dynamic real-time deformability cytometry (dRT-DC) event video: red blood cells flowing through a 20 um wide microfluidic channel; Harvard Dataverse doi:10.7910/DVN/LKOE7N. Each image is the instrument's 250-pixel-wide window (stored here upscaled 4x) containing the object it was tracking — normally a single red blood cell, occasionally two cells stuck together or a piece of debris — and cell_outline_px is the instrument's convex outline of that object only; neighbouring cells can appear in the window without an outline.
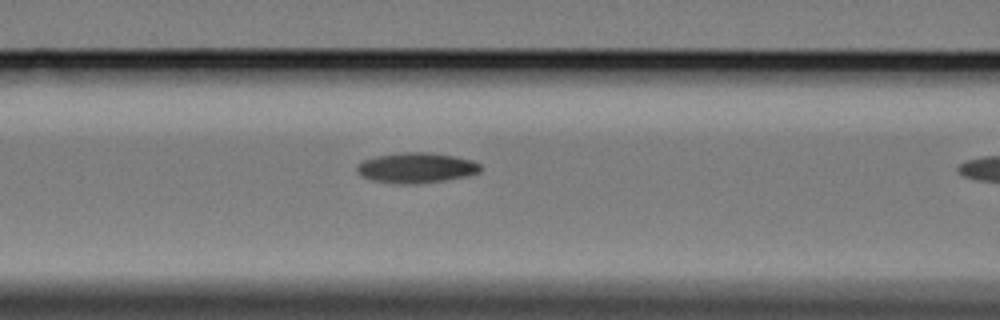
{"species": "Egyptian fruit bat (a non-hibernating species)", "species_latin": "Rousettus aegyptiacus", "temperature_condition": "cold", "stored_images_in_passage": 4, "segment_of_instrument_passage": [1, 2], "camera_frame_rate_fps": 3000, "um_per_image_px": 0.085, "animal": {"sex": "female"}, "frame": {"image": 1, "passage_image": 3, "time_ms": 3.667, "image_size_px": [1000, 320], "cell_outline_px": [[480, 172], [468, 176], [444, 180], [416, 184], [396, 184], [372, 180], [360, 176], [356, 172], [356, 164], [364, 160], [376, 156], [404, 152], [428, 152], [456, 156], [472, 160], [480, 164]], "centroid_in_image_um": [35.36, 14.27], "position_along_channel_um": 131.2, "area_um2": 22.02}}